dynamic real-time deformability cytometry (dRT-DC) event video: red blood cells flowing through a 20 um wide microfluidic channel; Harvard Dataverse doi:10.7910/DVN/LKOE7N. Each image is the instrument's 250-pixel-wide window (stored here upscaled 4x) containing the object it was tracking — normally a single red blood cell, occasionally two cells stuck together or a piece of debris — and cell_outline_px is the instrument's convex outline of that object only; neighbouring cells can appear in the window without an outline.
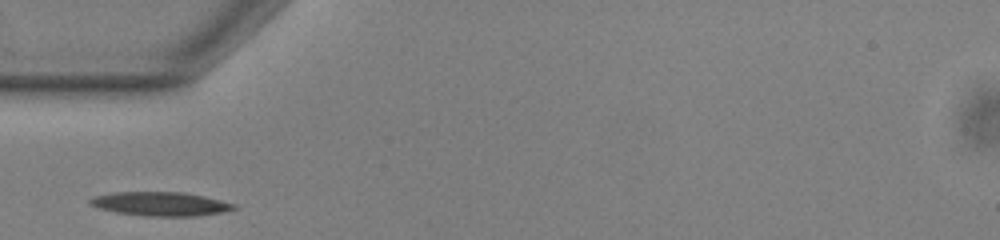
{"species": "common noctule bat (a hibernating species)", "species_latin": "Nyctalus noctula", "temperature_condition": "warm", "stored_images_in_passage": 27, "camera_frame_rate_fps": 3000, "um_per_image_px": 0.085, "animal": {"sex": "male", "body_mass_g": 13.0, "forearm_length_mm": 53.1}, "frame": {"image": 1, "passage_image": 1, "time_ms": 0.0, "image_size_px": [1000, 240], "cell_outline_px": [[236, 208], [220, 212], [196, 216], [144, 216], [116, 212], [100, 208], [88, 204], [88, 200], [96, 196], [112, 192], [184, 192], [204, 196], [236, 204]], "centroid_in_image_um": [13.62, 17.32], "position_along_channel_um": 71.4, "area_um2": 19.94}}
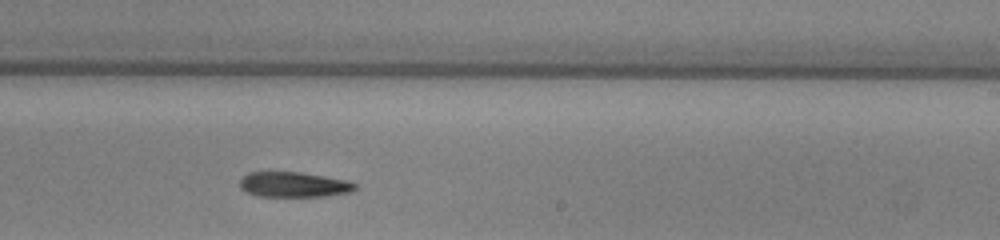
{"frame": {"image": 2, "passage_image": 16, "time_ms": 5.0, "image_size_px": [1000, 240], "cell_outline_px": [[356, 188], [352, 192], [328, 196], [256, 196], [240, 188], [240, 180], [248, 172], [300, 172], [348, 180], [356, 184]], "centroid_in_image_um": [24.99, 15.69], "position_along_channel_um": 264.0, "area_um2": 16.94}}
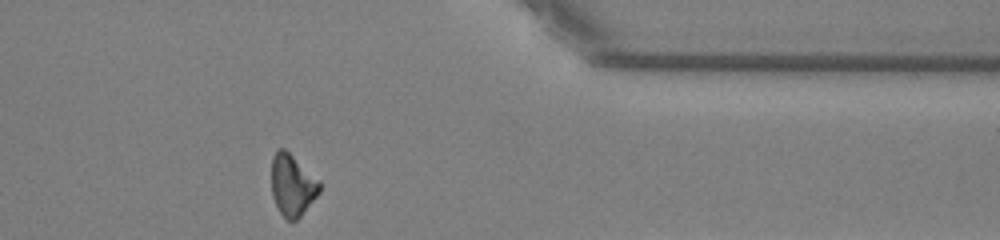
{"frame": {"image": 3, "passage_image": 27, "time_ms": 8.667, "image_size_px": [1000, 240], "cell_outline_px": [[324, 184], [320, 192], [300, 216], [296, 220], [288, 220], [280, 212], [272, 196], [272, 156], [280, 148], [284, 148], [320, 180]], "centroid_in_image_um": [24.88, 15.72], "position_along_channel_um": 386.5, "area_um2": 17.22}}